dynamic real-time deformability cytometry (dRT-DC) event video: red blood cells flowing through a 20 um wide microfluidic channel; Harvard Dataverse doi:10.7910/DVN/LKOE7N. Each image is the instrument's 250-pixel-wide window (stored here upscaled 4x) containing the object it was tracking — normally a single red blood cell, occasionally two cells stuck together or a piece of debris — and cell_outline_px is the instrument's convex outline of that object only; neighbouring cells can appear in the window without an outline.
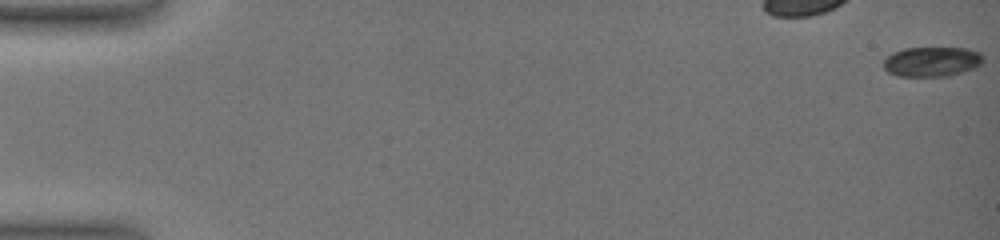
{"species": "common noctule bat (a hibernating species)", "species_latin": "Nyctalus noctula", "temperature_condition": "warm", "stored_images_in_passage": 49, "camera_frame_rate_fps": 3000, "um_per_image_px": 0.085, "animal": {"sex": "female", "body_mass_g": 19.0, "forearm_length_mm": 51.5}, "frame": {"image": 1, "passage_image": 1, "time_ms": 0.0, "image_size_px": [1000, 240], "cell_outline_px": [[984, 60], [976, 68], [948, 76], [900, 76], [888, 72], [884, 68], [884, 60], [892, 52], [904, 48], [968, 48], [980, 52]], "centroid_in_image_um": [79.23, 5.23], "position_along_channel_um": 5.8, "area_um2": 17.34}}
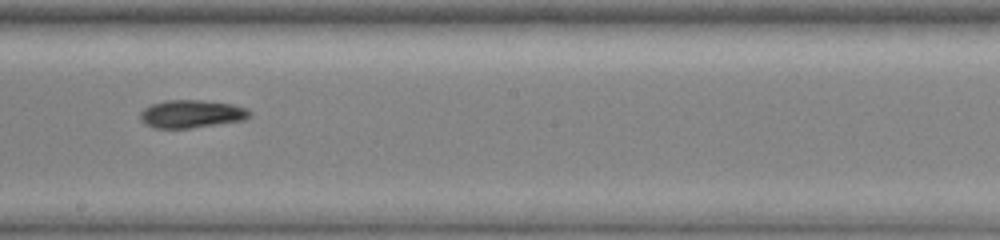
{"frame": {"image": 2, "passage_image": 33, "time_ms": 11.333, "image_size_px": [1000, 240], "cell_outline_px": [[252, 116], [244, 120], [188, 128], [156, 128], [144, 124], [140, 120], [140, 112], [144, 108], [152, 104], [164, 100], [200, 100], [232, 104], [248, 108], [252, 112]], "centroid_in_image_um": [16.28, 9.68], "position_along_channel_um": 231.9, "area_um2": 17.86}}
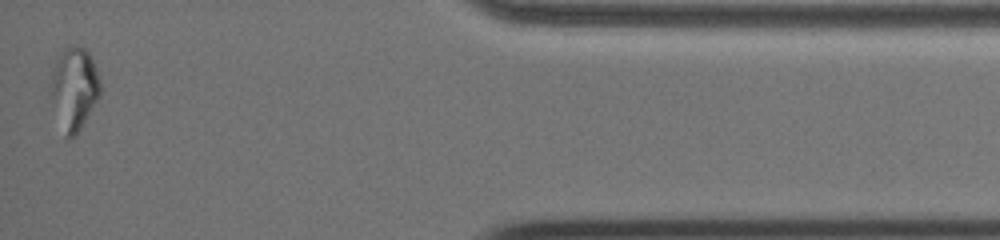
{"frame": {"image": 3, "passage_image": 49, "time_ms": 18.0, "image_size_px": [1000, 240], "cell_outline_px": [[100, 96], [80, 128], [72, 136], [68, 136], [48, 92], [48, 84], [56, 60], [60, 52], [68, 44], [72, 44], [84, 48], [88, 52], [96, 68], [100, 80]], "centroid_in_image_um": [6.29, 7.39], "position_along_channel_um": 428.9, "area_um2": 23.35}, "authors_computed_cell_mechanics": {"area_um2": 17.8602, "velocity_mm_per_s": 3.6156, "shape_relaxation_time_tau1_ms": 6.7116, "shape_relaxation_time_tau2_ms": null, "deformation_change_tau1": 0.1888, "deformation_change_tau2": null}}